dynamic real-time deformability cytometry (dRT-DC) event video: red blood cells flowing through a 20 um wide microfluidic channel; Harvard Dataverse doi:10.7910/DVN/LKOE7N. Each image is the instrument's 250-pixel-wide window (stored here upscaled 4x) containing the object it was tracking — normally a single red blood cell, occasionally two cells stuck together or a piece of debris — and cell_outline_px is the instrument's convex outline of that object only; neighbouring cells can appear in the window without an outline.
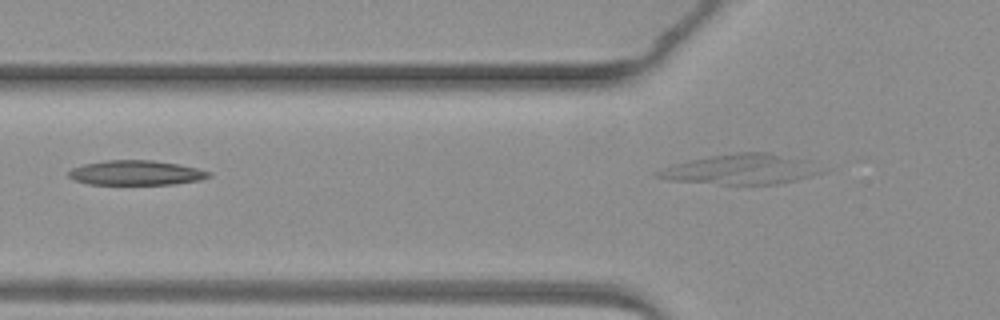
{"species": "common noctule bat (a hibernating species)", "species_latin": "Nyctalus noctula", "temperature_condition": "warm", "stored_images_in_passage": 3, "camera_frame_rate_fps": 3000, "um_per_image_px": 0.085, "animal": {"sex": "female", "body_mass_g": 19.3, "forearm_length_mm": 54.1}, "frame": {"image": 1, "passage_image": 2, "time_ms": 1.333, "image_size_px": [1000, 320], "cell_outline_px": [[212, 176], [200, 180], [172, 184], [88, 184], [76, 180], [68, 176], [68, 172], [72, 168], [84, 164], [104, 160], [152, 160], [176, 164], [196, 168], [212, 172]], "centroid_in_image_um": [11.56, 14.68], "position_along_channel_um": 114.2, "area_um2": 20.06}}